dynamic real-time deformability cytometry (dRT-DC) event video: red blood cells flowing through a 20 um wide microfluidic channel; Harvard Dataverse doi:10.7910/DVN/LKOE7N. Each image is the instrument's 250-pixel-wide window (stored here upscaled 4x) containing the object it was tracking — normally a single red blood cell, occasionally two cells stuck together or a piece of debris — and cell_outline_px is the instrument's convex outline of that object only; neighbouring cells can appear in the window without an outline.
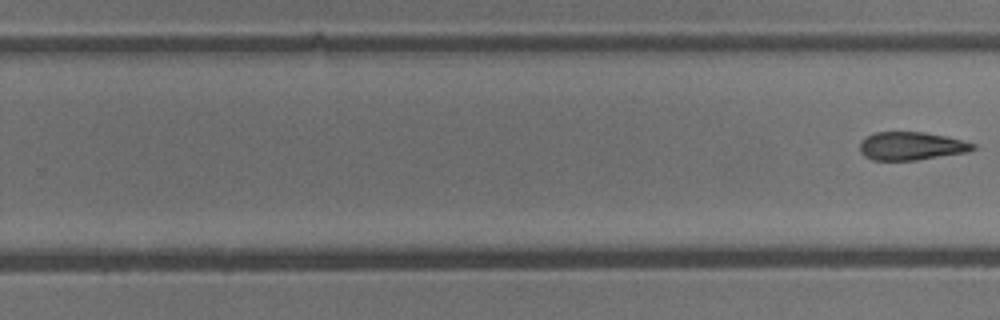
{"species": "common noctule bat (a hibernating species)", "species_latin": "Nyctalus noctula", "temperature_condition": "cold", "stored_images_in_passage": 9, "segment_of_instrument_passage": [2, 2], "camera_frame_rate_fps": 3000, "um_per_image_px": 0.085, "animal": {"sex": "male", "body_mass_g": 13.3}, "frame": {"image": 1, "passage_image": 9, "time_ms": 10.0, "image_size_px": [1000, 320], "cell_outline_px": [[976, 148], [968, 152], [916, 160], [872, 160], [864, 156], [860, 152], [860, 144], [868, 136], [876, 132], [924, 132], [944, 136], [976, 144]], "centroid_in_image_um": [77.46, 12.42], "position_along_channel_um": 252.3, "area_um2": 18.38}}